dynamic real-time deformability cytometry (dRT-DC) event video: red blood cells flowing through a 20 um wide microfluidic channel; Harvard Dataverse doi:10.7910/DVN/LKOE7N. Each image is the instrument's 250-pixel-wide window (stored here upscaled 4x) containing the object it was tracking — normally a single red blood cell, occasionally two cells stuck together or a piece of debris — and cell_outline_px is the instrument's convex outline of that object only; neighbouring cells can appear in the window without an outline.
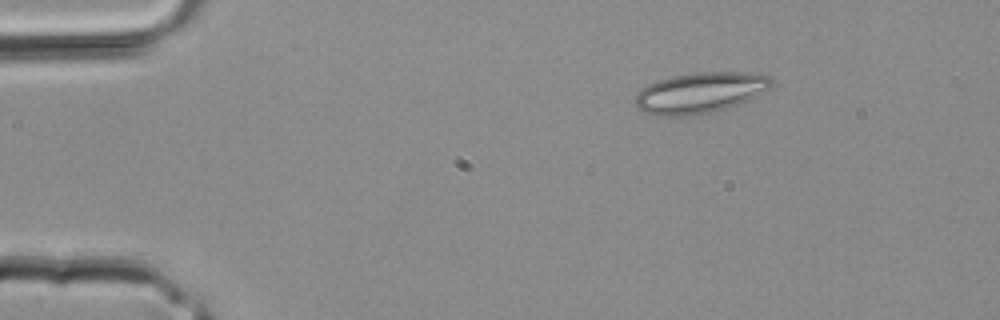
{"species": "common noctule bat (a hibernating species)", "species_latin": "Nyctalus noctula", "temperature_condition": "room temperature", "stored_images_in_passage": 3, "camera_frame_rate_fps": 3000, "um_per_image_px": 0.085, "animal": {"sex": "male", "body_mass_g": 20.4}, "frame": {"image": 1, "passage_image": 3, "time_ms": 0.667, "image_size_px": [1000, 320], "cell_outline_px": [[772, 84], [768, 88], [748, 100], [728, 108], [712, 112], [692, 116], [660, 116], [644, 112], [636, 108], [636, 92], [648, 84], [672, 76], [696, 72], [744, 72], [768, 76], [772, 80]], "centroid_in_image_um": [59.47, 7.89], "position_along_channel_um": 25.5, "area_um2": 32.25}}